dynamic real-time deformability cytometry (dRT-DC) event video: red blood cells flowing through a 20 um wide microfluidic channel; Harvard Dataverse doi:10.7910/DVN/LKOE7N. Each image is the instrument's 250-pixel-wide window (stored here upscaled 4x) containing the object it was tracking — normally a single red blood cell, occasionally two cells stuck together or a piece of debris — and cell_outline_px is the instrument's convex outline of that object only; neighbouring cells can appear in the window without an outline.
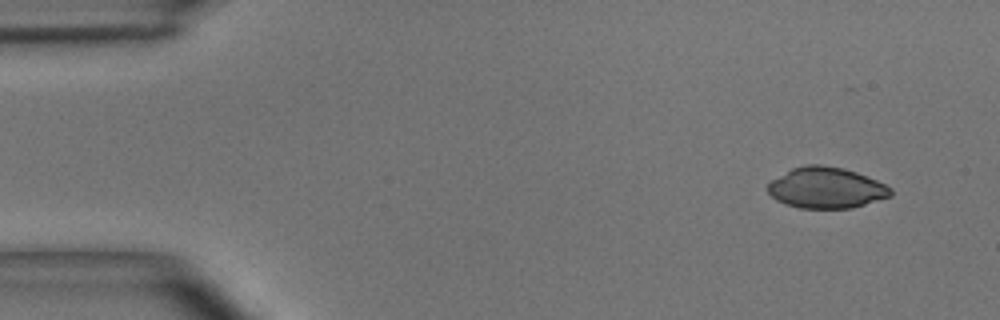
{"species": "common noctule bat (a hibernating species)", "species_latin": "Nyctalus noctula", "temperature_condition": "room temperature", "stored_images_in_passage": 4, "camera_frame_rate_fps": 3000, "um_per_image_px": 0.085, "animal": {"sex": "male", "body_mass_g": 15.6}, "frame": {"image": 1, "passage_image": 1, "time_ms": 0.0, "image_size_px": [1000, 320], "cell_outline_px": [[892, 196], [852, 208], [800, 208], [784, 204], [776, 200], [768, 192], [768, 184], [772, 180], [792, 168], [804, 164], [820, 164], [844, 168], [856, 172], [876, 180], [892, 188]], "centroid_in_image_um": [70.23, 15.96], "position_along_channel_um": 14.8, "area_um2": 29.36}}